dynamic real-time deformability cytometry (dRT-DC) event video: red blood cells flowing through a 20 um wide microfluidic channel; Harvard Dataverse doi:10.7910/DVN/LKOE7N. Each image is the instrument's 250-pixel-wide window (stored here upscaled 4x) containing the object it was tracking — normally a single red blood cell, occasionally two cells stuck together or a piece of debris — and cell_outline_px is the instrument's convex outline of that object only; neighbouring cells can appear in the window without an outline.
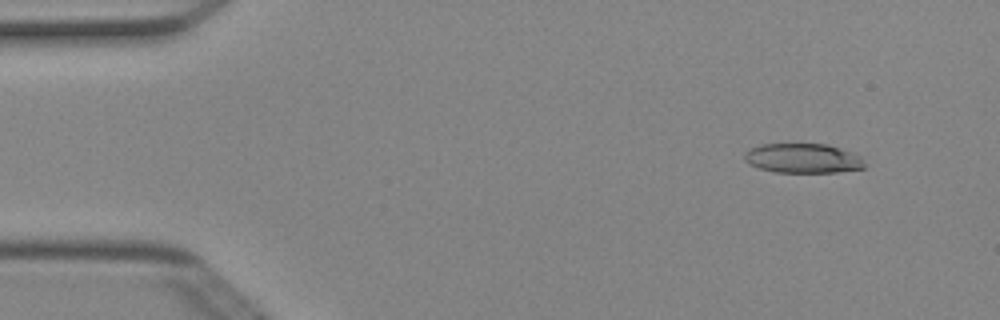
{"species": "Egyptian fruit bat (a non-hibernating species)", "species_latin": "Rousettus aegyptiacus", "temperature_condition": "cold", "stored_images_in_passage": 4, "camera_frame_rate_fps": 3000, "um_per_image_px": 0.085, "animal": {"sex": "female"}, "frame": {"image": 1, "passage_image": 1, "time_ms": 0.0, "image_size_px": [1000, 320], "cell_outline_px": [[868, 164], [864, 168], [836, 172], [776, 172], [760, 168], [748, 164], [744, 160], [744, 156], [752, 148], [760, 144], [828, 144], [852, 152], [860, 156]], "centroid_in_image_um": [68.3, 13.46], "position_along_channel_um": 16.7, "area_um2": 20.69}}